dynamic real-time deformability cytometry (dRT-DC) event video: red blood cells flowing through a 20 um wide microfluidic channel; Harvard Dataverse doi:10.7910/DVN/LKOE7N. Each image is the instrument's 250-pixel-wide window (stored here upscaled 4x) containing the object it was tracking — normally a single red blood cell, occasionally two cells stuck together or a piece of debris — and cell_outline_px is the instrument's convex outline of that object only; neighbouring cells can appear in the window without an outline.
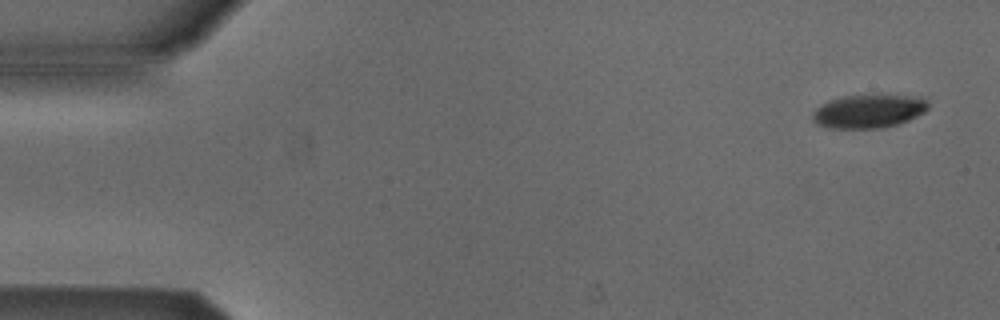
{"species": "Egyptian fruit bat (a non-hibernating species)", "species_latin": "Rousettus aegyptiacus", "temperature_condition": "cold", "stored_images_in_passage": 51, "camera_frame_rate_fps": 3000, "um_per_image_px": 0.085, "animal": {"sex": "male"}, "frame": {"image": 1, "passage_image": 1, "time_ms": 0.0, "image_size_px": [1000, 320], "cell_outline_px": [[928, 108], [924, 112], [908, 120], [896, 124], [876, 128], [832, 128], [816, 124], [812, 120], [812, 112], [820, 104], [828, 100], [844, 96], [872, 92], [908, 96], [924, 100], [928, 104]], "centroid_in_image_um": [73.76, 9.41], "position_along_channel_um": 11.2, "area_um2": 22.95}}
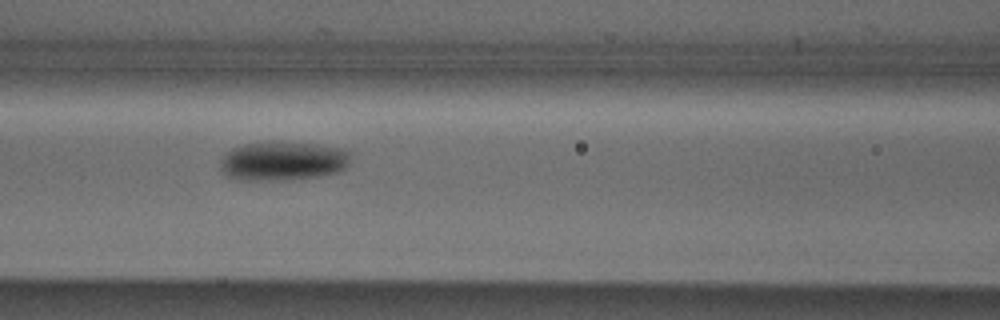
{"frame": {"image": 2, "passage_image": 21, "time_ms": 6.667, "image_size_px": [1000, 320], "cell_outline_px": [[348, 164], [340, 172], [320, 176], [284, 180], [236, 180], [224, 176], [220, 168], [220, 160], [232, 148], [244, 144], [272, 140], [316, 144], [348, 148]], "centroid_in_image_um": [24.02, 13.67], "position_along_channel_um": 142.6, "area_um2": 30.35}}
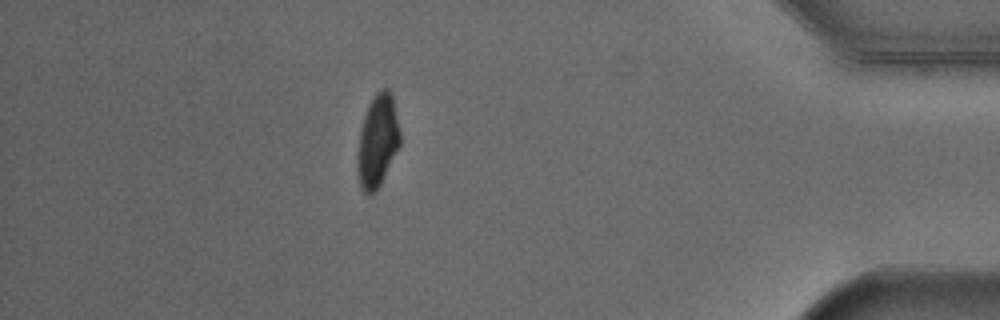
{"frame": {"image": 3, "passage_image": 45, "time_ms": 14.667, "image_size_px": [1000, 320], "cell_outline_px": [[400, 144], [380, 184], [368, 196], [360, 188], [356, 172], [356, 156], [360, 132], [364, 116], [376, 92], [380, 88], [388, 88], [392, 96], [400, 132]], "centroid_in_image_um": [32.06, 12.01], "position_along_channel_um": 403.1, "area_um2": 22.77}, "authors_computed_cell_mechanics": {"area_um2": 25.2008, "velocity_mm_per_s": 3.8531, "shape_relaxation_time_tau1_ms": 2.4195, "shape_relaxation_time_tau2_ms": null, "deformation_change_tau1": 0.101, "deformation_change_tau2": null}}